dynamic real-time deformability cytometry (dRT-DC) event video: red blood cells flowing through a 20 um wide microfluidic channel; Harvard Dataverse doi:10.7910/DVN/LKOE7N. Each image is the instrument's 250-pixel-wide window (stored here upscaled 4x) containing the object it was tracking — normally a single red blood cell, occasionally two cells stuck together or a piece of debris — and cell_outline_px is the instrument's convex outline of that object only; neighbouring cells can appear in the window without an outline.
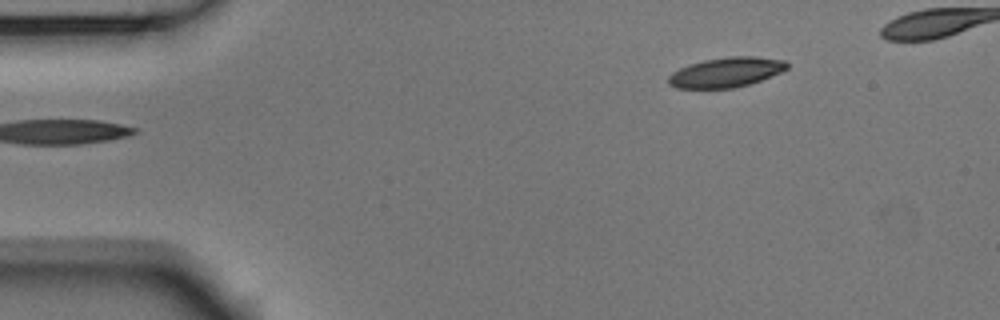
{"species": "Egyptian fruit bat (a non-hibernating species)", "species_latin": "Rousettus aegyptiacus", "temperature_condition": "room temperature", "stored_images_in_passage": 42, "camera_frame_rate_fps": 3000, "um_per_image_px": 0.085, "animal": {"sex": "male"}, "frame": {"image": 1, "passage_image": 1, "time_ms": 0.0, "image_size_px": [1000, 320], "cell_outline_px": [[788, 68], [780, 72], [760, 80], [748, 84], [732, 88], [676, 88], [668, 84], [668, 76], [672, 72], [688, 64], [704, 60], [728, 56], [756, 56], [784, 60], [788, 64]], "centroid_in_image_um": [61.69, 6.13], "position_along_channel_um": 23.3, "area_um2": 20.58}}
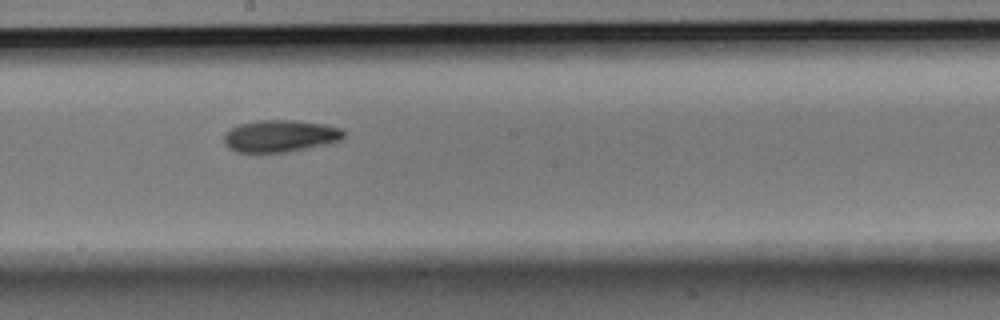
{"frame": {"image": 2, "passage_image": 23, "time_ms": 7.333, "image_size_px": [1000, 320], "cell_outline_px": [[344, 136], [340, 140], [324, 144], [284, 152], [236, 152], [228, 148], [224, 144], [224, 132], [240, 124], [256, 120], [296, 120], [324, 124], [340, 128], [344, 132]], "centroid_in_image_um": [23.76, 11.55], "position_along_channel_um": 224.4, "area_um2": 22.2}}
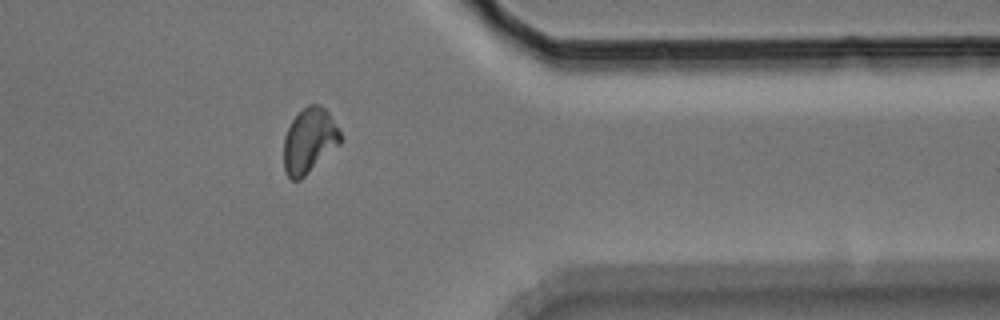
{"frame": {"image": 3, "passage_image": 37, "time_ms": 12.0, "image_size_px": [1000, 320], "cell_outline_px": [[340, 144], [300, 180], [292, 180], [288, 176], [284, 168], [284, 136], [292, 120], [308, 104], [320, 104], [328, 112], [340, 132]], "centroid_in_image_um": [26.28, 11.96], "position_along_channel_um": 385.1, "area_um2": 21.15}}